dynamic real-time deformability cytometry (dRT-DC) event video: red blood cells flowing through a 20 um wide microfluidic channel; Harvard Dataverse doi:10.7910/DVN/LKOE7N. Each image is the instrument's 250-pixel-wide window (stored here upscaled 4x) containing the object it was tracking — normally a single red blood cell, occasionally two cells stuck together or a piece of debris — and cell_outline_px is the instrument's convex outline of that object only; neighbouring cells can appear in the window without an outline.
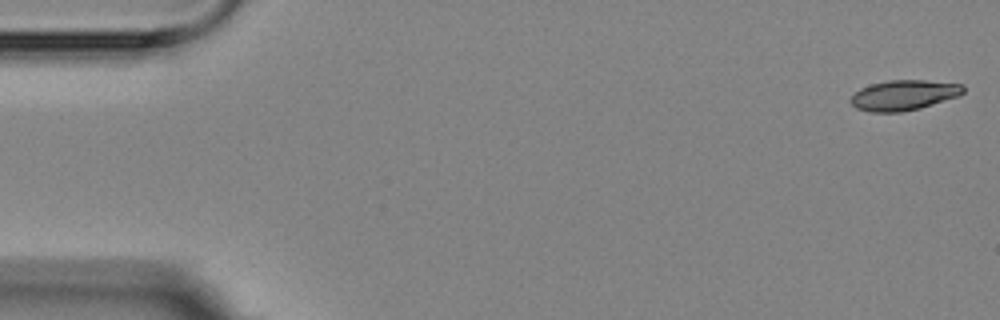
{"species": "Egyptian fruit bat (a non-hibernating species)", "species_latin": "Rousettus aegyptiacus", "temperature_condition": "room temperature", "stored_images_in_passage": 5, "camera_frame_rate_fps": 3000, "um_per_image_px": 0.085, "animal": {"sex": "female"}, "frame": {"image": 1, "passage_image": 1, "time_ms": 0.0, "image_size_px": [1000, 320], "cell_outline_px": [[964, 92], [960, 96], [920, 108], [900, 112], [868, 112], [856, 108], [848, 100], [860, 88], [872, 84], [888, 80], [924, 80], [964, 84]], "centroid_in_image_um": [76.83, 8.09], "position_along_channel_um": 8.2, "area_um2": 19.94}}
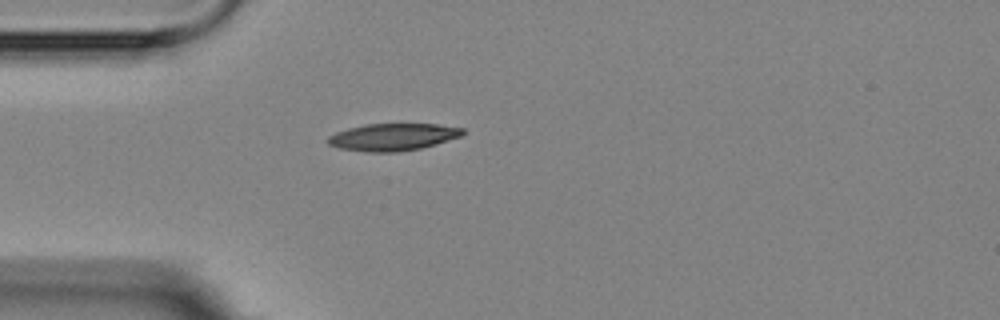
{"frame": {"image": 2, "passage_image": 5, "time_ms": 4.667, "image_size_px": [1000, 320], "cell_outline_px": [[464, 132], [460, 136], [436, 144], [420, 148], [396, 152], [368, 152], [340, 148], [328, 144], [328, 136], [336, 132], [348, 128], [364, 124], [436, 124], [464, 128]], "centroid_in_image_um": [33.38, 11.64], "position_along_channel_um": 51.6, "area_um2": 21.21}}